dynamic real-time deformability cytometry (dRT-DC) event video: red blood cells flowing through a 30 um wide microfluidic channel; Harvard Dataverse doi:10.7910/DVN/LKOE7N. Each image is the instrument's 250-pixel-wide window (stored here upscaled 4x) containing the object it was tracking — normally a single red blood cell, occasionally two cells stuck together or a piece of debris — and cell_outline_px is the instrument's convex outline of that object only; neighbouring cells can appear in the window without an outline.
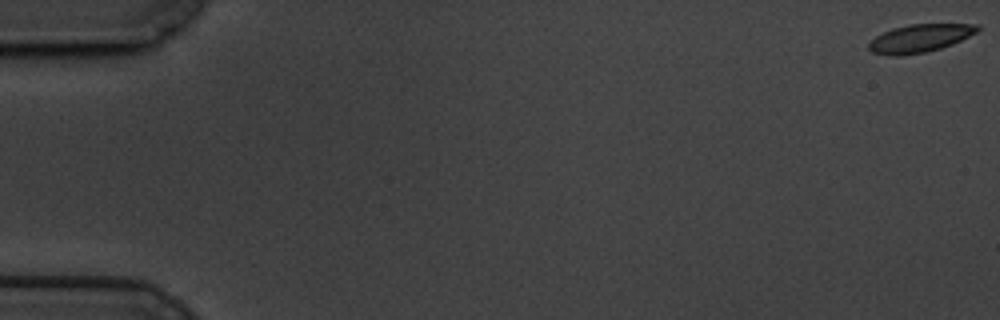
{"species": "common noctule bat (a hibernating species)", "species_latin": "Nyctalus noctula", "temperature_condition": "cold", "stored_images_in_passage": 61, "camera_frame_rate_fps": 3000, "um_per_image_px": 0.085, "animal": {"sex": "male", "body_mass_g": 19.5, "forearm_length_mm": 54.6}, "frame": {"image": 1, "passage_image": 1, "time_ms": 0.0, "image_size_px": [1000, 320], "cell_outline_px": [[980, 28], [976, 32], [952, 44], [940, 48], [924, 52], [900, 56], [888, 56], [872, 52], [868, 48], [868, 44], [876, 36], [892, 28], [908, 24], [980, 24]], "centroid_in_image_um": [78.16, 3.25], "position_along_channel_um": 6.8, "area_um2": 17.63}}
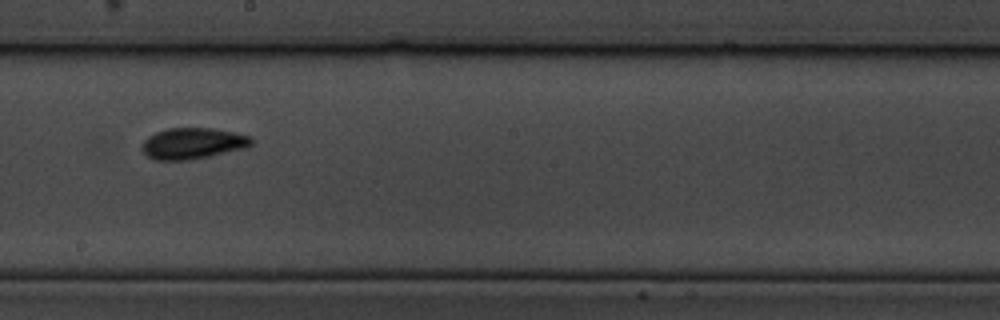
{"frame": {"image": 2, "passage_image": 35, "time_ms": 11.333, "image_size_px": [1000, 320], "cell_outline_px": [[252, 144], [248, 148], [188, 160], [156, 160], [148, 156], [144, 152], [144, 140], [148, 136], [156, 132], [168, 128], [212, 128], [252, 136]], "centroid_in_image_um": [16.43, 12.18], "position_along_channel_um": 231.8, "area_um2": 19.71}}
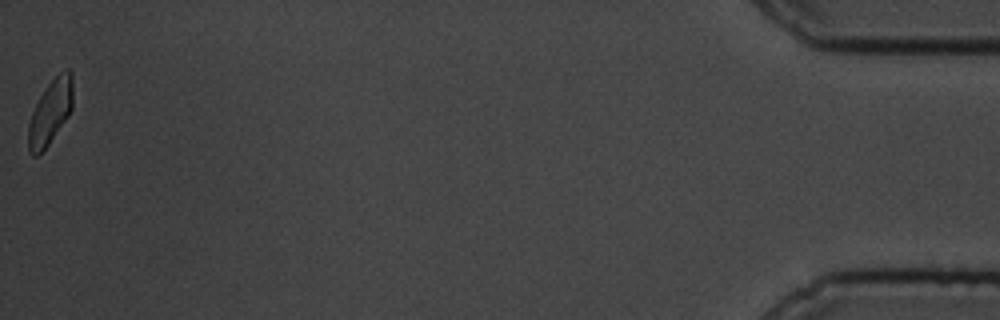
{"frame": {"image": 3, "passage_image": 61, "time_ms": 20.0, "image_size_px": [1000, 320], "cell_outline_px": [[72, 108], [68, 116], [48, 144], [36, 156], [32, 156], [28, 148], [28, 124], [32, 112], [44, 88], [64, 68], [68, 68], [72, 72]], "centroid_in_image_um": [4.28, 9.49], "position_along_channel_um": 430.9, "area_um2": 16.59}, "authors_computed_cell_mechanics": {"area_um2": 18.2648, "velocity_mm_per_s": 3.3644, "shape_relaxation_time_tau1_ms": 2.8865, "shape_relaxation_time_tau2_ms": 1.8264, "deformation_change_tau1": 0.106, "deformation_change_tau2": 0.0701}}